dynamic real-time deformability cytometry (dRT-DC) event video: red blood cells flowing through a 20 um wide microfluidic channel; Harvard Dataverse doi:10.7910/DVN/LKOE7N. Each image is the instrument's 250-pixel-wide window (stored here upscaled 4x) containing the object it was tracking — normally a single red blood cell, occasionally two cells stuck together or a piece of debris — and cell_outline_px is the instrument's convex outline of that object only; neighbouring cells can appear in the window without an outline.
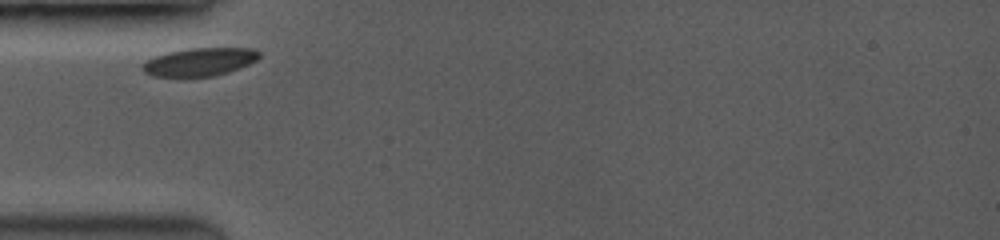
{"species": "common noctule bat (a hibernating species)", "species_latin": "Nyctalus noctula", "temperature_condition": "room temperature", "stored_images_in_passage": 17, "camera_frame_rate_fps": 3500, "um_per_image_px": 0.085, "animal": {"sex": "female", "body_mass_g": 19.0, "forearm_length_mm": 53.3}, "frame": {"image": 1, "passage_image": 1, "time_ms": 0.0, "image_size_px": [1000, 240], "cell_outline_px": [[260, 56], [256, 60], [240, 68], [228, 72], [212, 76], [152, 76], [144, 72], [140, 68], [140, 64], [156, 56], [168, 52], [188, 48], [252, 48], [260, 52]], "centroid_in_image_um": [16.95, 5.25], "position_along_channel_um": 68.0, "area_um2": 19.02}}
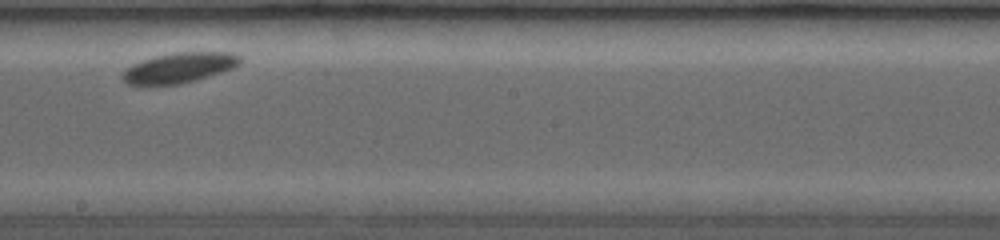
{"frame": {"image": 2, "passage_image": 10, "time_ms": 4.571, "image_size_px": [1000, 240], "cell_outline_px": [[244, 60], [240, 64], [232, 68], [196, 80], [180, 84], [128, 84], [120, 76], [132, 64], [140, 60], [152, 56], [172, 52], [232, 52], [240, 56]], "centroid_in_image_um": [15.26, 5.73], "position_along_channel_um": 232.9, "area_um2": 20.69}}
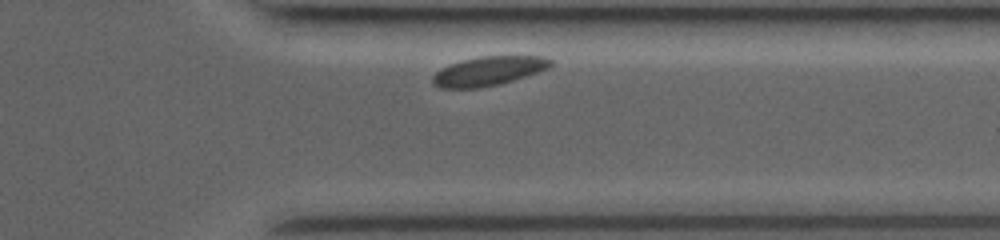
{"frame": {"image": 3, "passage_image": 16, "time_ms": 8.286, "image_size_px": [1000, 240], "cell_outline_px": [[552, 64], [536, 72], [512, 80], [496, 84], [476, 88], [440, 88], [432, 84], [432, 76], [436, 72], [452, 64], [464, 60], [480, 56], [544, 56], [552, 60]], "centroid_in_image_um": [41.48, 6.03], "position_along_channel_um": 369.9, "area_um2": 19.48}}